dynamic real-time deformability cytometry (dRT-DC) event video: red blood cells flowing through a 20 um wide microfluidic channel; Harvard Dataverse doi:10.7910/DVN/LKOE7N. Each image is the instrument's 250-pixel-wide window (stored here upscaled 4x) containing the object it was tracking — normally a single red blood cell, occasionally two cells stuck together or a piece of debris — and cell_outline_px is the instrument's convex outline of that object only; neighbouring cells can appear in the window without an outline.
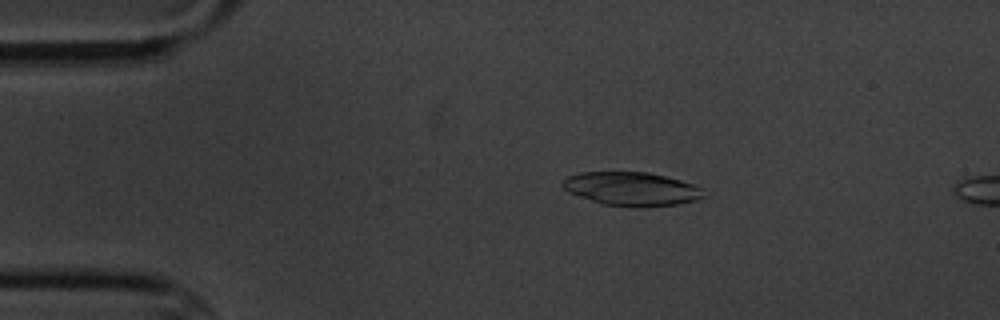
{"species": "common noctule bat (a hibernating species)", "species_latin": "Nyctalus noctula", "temperature_condition": "cold", "stored_images_in_passage": 5, "camera_frame_rate_fps": 3000, "um_per_image_px": 0.085, "animal": {"sex": "male", "body_mass_g": 20.1, "forearm_length_mm": 53.5}, "frame": {"image": 1, "passage_image": 3, "time_ms": 2.333, "image_size_px": [1000, 320], "cell_outline_px": [[704, 196], [696, 200], [676, 204], [644, 208], [636, 208], [600, 204], [568, 192], [560, 184], [568, 176], [580, 172], [648, 172], [696, 184], [704, 188]], "centroid_in_image_um": [53.7, 16.07], "position_along_channel_um": 31.3, "area_um2": 28.03}}